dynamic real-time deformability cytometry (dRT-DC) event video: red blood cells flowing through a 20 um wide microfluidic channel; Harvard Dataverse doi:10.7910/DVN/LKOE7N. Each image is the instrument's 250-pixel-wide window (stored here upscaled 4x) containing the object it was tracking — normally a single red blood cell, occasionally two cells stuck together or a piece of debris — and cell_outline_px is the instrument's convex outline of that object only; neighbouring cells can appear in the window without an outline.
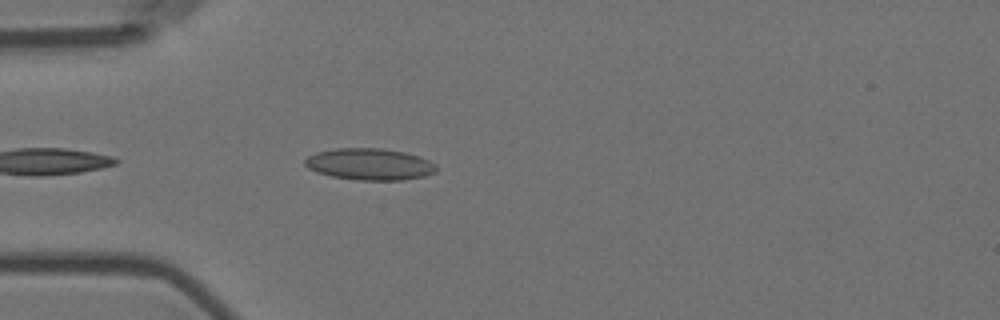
{"species": "Egyptian fruit bat (a non-hibernating species)", "species_latin": "Rousettus aegyptiacus", "temperature_condition": "room temperature", "stored_images_in_passage": 31, "camera_frame_rate_fps": 3000, "um_per_image_px": 0.085, "animal": {"sex": "female"}, "frame": {"image": 1, "passage_image": 5, "time_ms": 1.333, "image_size_px": [1000, 320], "cell_outline_px": [[436, 172], [424, 176], [404, 180], [360, 180], [332, 176], [316, 172], [308, 168], [304, 164], [304, 160], [308, 156], [316, 152], [336, 148], [380, 148], [404, 152], [428, 160], [436, 164]], "centroid_in_image_um": [31.4, 13.96], "position_along_channel_um": 53.6, "area_um2": 24.16}}
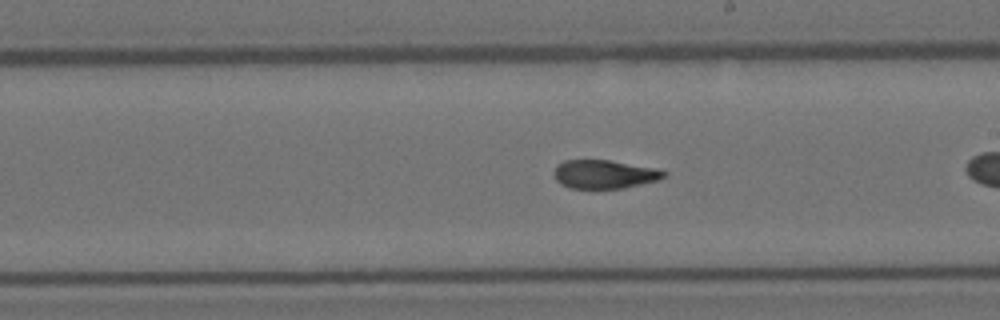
{"frame": {"image": 2, "passage_image": 18, "time_ms": 5.667, "image_size_px": [1000, 320], "cell_outline_px": [[668, 176], [660, 180], [624, 188], [568, 188], [560, 184], [556, 180], [552, 172], [556, 164], [564, 160], [608, 160], [656, 168], [668, 172]], "centroid_in_image_um": [51.37, 14.81], "position_along_channel_um": 237.6, "area_um2": 18.61}}
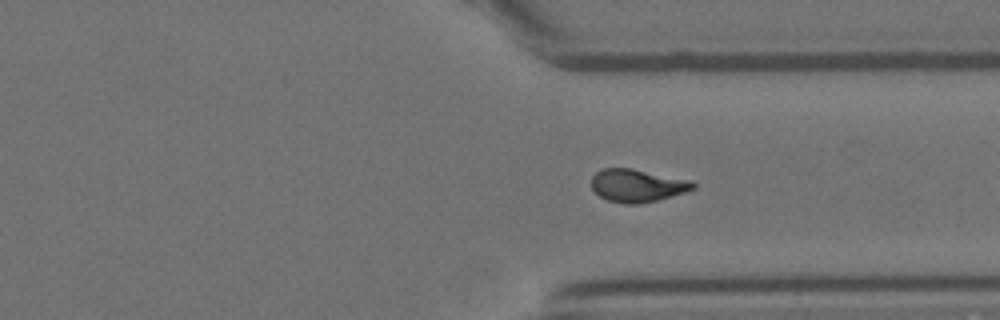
{"frame": {"image": 3, "passage_image": 28, "time_ms": 9.0, "image_size_px": [1000, 320], "cell_outline_px": [[696, 188], [684, 192], [656, 200], [636, 204], [624, 204], [608, 200], [600, 196], [592, 188], [592, 176], [596, 172], [604, 168], [632, 168], [692, 180], [696, 184]], "centroid_in_image_um": [54.18, 15.76], "position_along_channel_um": 357.2, "area_um2": 19.36}}